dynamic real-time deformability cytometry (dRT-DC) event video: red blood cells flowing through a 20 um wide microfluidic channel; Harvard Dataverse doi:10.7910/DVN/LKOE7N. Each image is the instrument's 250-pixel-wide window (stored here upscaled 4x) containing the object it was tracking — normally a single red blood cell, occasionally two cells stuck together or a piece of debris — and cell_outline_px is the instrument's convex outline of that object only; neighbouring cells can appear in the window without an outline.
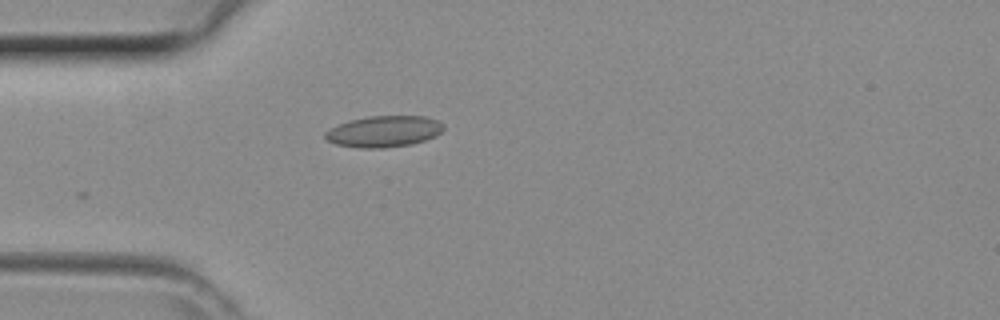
{"species": "common noctule bat (a hibernating species)", "species_latin": "Nyctalus noctula", "temperature_condition": "room temperature", "stored_images_in_passage": 4, "camera_frame_rate_fps": 3000, "um_per_image_px": 0.085, "animal": {"sex": "female", "body_mass_g": 29.2, "forearm_length_mm": 56.3}, "frame": {"image": 1, "passage_image": 1, "time_ms": 0.0, "image_size_px": [1000, 320], "cell_outline_px": [[444, 128], [436, 136], [412, 144], [384, 148], [360, 148], [336, 144], [328, 140], [324, 136], [324, 132], [340, 124], [352, 120], [368, 116], [424, 116], [436, 120], [444, 124]], "centroid_in_image_um": [32.65, 11.17], "position_along_channel_um": 52.3, "area_um2": 21.39}}